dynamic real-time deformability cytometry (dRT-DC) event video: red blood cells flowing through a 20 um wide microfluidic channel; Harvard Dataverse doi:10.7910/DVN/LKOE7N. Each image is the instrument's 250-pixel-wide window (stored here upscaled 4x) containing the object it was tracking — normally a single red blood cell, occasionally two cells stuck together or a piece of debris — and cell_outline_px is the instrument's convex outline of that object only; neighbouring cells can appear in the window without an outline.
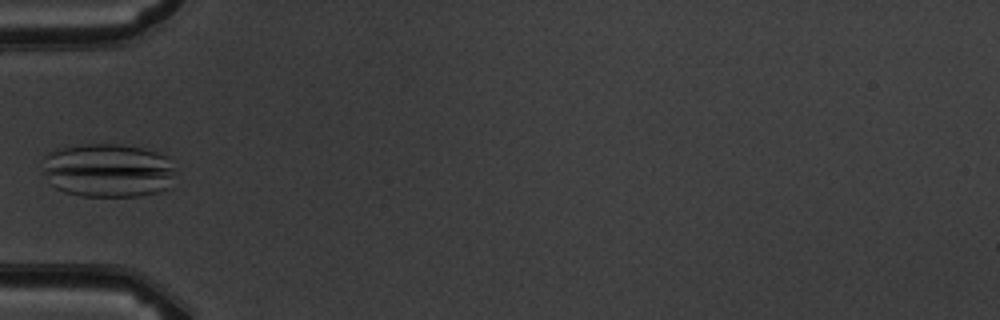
{"species": "common noctule bat (a hibernating species)", "species_latin": "Nyctalus noctula", "temperature_condition": "warm", "stored_images_in_passage": 6, "camera_frame_rate_fps": 3000, "um_per_image_px": 0.085, "animal": {"sex": "male", "body_mass_g": 19.5, "forearm_length_mm": 54.6}, "frame": {"image": 1, "passage_image": 5, "time_ms": 4.667, "image_size_px": [1000, 320], "cell_outline_px": [[172, 168], [168, 188], [160, 192], [140, 196], [80, 196], [64, 192], [56, 188], [52, 184], [44, 172], [44, 156], [48, 152], [56, 148], [84, 144], [120, 144], [140, 148], [156, 152], [164, 156]], "centroid_in_image_um": [9.11, 14.48], "position_along_channel_um": 75.9, "area_um2": 41.38}}